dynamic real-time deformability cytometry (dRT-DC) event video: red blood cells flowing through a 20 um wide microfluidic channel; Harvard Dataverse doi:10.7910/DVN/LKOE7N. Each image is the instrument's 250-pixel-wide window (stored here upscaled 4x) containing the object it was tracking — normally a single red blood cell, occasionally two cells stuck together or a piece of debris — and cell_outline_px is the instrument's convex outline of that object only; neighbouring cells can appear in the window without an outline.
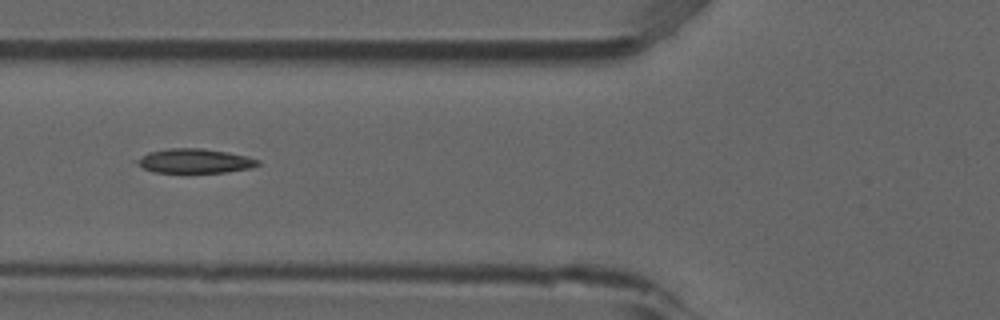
{"species": "common noctule bat (a hibernating species)", "species_latin": "Nyctalus noctula", "temperature_condition": "room temperature", "stored_images_in_passage": 5, "camera_frame_rate_fps": 3000, "um_per_image_px": 0.085, "animal": {"sex": "male", "forearm_length_mm": 52.5}, "frame": {"image": 1, "passage_image": 3, "time_ms": 0.667, "image_size_px": [1000, 320], "cell_outline_px": [[260, 164], [252, 168], [228, 172], [152, 172], [144, 168], [132, 160], [148, 152], [168, 148], [204, 148], [248, 156], [260, 160]], "centroid_in_image_um": [16.54, 13.67], "position_along_channel_um": 109.3, "area_um2": 17.34}}
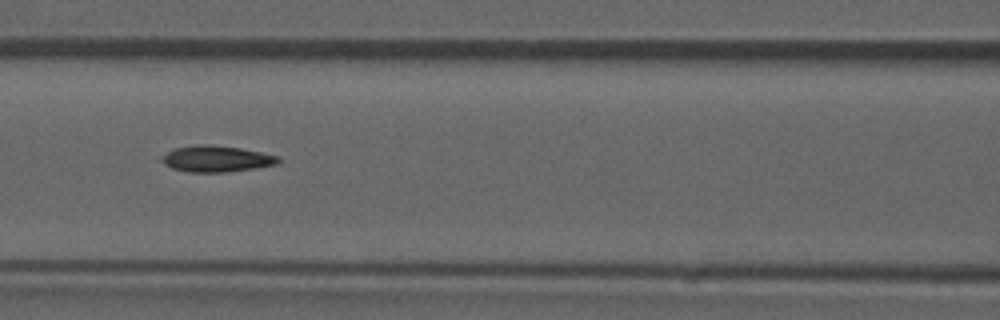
{"frame": {"image": 2, "passage_image": 4, "time_ms": 1.0, "image_size_px": [1000, 320], "cell_outline_px": [[280, 160], [276, 164], [252, 168], [224, 172], [188, 172], [172, 168], [164, 164], [160, 160], [160, 156], [172, 148], [196, 144], [212, 144], [240, 148], [280, 156]], "centroid_in_image_um": [18.32, 13.48], "position_along_channel_um": 148.3, "area_um2": 17.92}}